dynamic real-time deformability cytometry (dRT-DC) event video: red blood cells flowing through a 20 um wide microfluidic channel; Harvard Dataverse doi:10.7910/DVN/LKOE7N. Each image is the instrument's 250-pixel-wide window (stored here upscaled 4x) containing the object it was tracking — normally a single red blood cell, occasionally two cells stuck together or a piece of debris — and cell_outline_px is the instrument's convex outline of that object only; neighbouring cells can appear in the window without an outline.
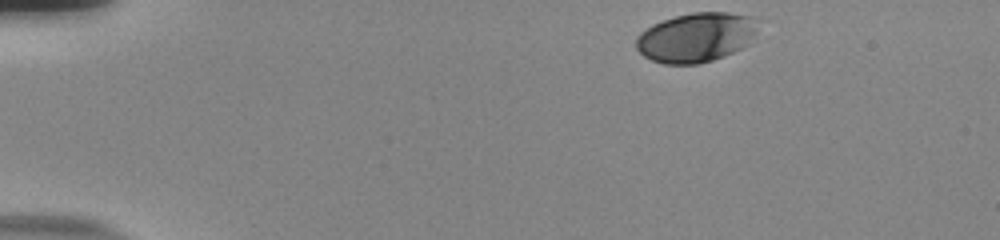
{"species": "human", "species_latin": "Homo sapiens", "temperature_condition": "room temperature", "stored_images_in_passage": 16, "camera_frame_rate_fps": 3000, "um_per_image_px": 0.085, "donor": {"sex": "male"}, "frame": {"image": 1, "passage_image": 1, "time_ms": 0.0, "image_size_px": [1000, 240], "cell_outline_px": [[768, 20], [748, 44], [724, 56], [700, 64], [664, 64], [652, 60], [644, 56], [636, 48], [636, 36], [640, 32], [652, 24], [676, 16], [692, 12], [728, 12], [756, 16]], "centroid_in_image_um": [59.29, 3.14], "position_along_channel_um": 25.7, "area_um2": 36.07}}
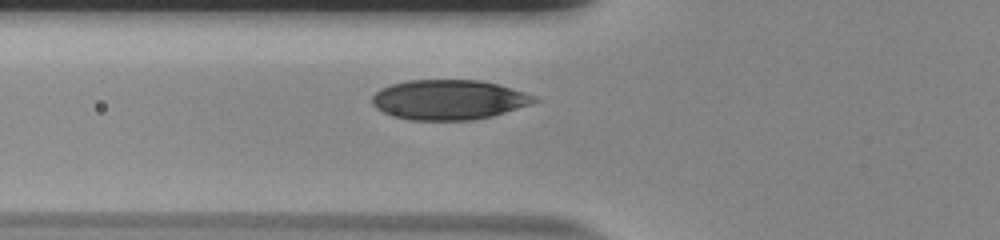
{"frame": {"image": 2, "passage_image": 14, "time_ms": 4.333, "image_size_px": [1000, 240], "cell_outline_px": [[540, 100], [532, 104], [492, 116], [472, 120], [412, 120], [392, 116], [376, 108], [372, 104], [372, 96], [380, 88], [392, 84], [408, 80], [480, 80], [496, 84], [524, 92], [536, 96]], "centroid_in_image_um": [38.14, 8.48], "position_along_channel_um": 87.7, "area_um2": 37.69}}